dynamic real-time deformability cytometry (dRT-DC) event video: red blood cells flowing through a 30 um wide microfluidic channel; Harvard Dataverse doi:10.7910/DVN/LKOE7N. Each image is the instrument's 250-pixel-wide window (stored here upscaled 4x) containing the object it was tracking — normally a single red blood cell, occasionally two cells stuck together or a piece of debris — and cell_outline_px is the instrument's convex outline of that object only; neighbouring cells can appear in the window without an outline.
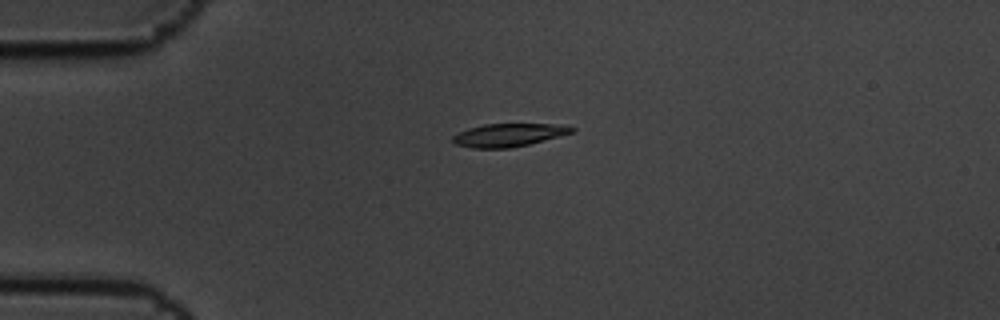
{"species": "common noctule bat (a hibernating species)", "species_latin": "Nyctalus noctula", "temperature_condition": "cold", "stored_images_in_passage": 6, "camera_frame_rate_fps": 3000, "um_per_image_px": 0.085, "animal": {"sex": "male", "body_mass_g": 19.5, "forearm_length_mm": 54.6}, "frame": {"image": 1, "passage_image": 5, "time_ms": 1.333, "image_size_px": [1000, 320], "cell_outline_px": [[576, 132], [512, 148], [472, 148], [456, 144], [452, 140], [452, 136], [468, 128], [484, 124], [556, 124], [576, 128]], "centroid_in_image_um": [43.25, 11.47], "position_along_channel_um": 41.8, "area_um2": 15.95}}